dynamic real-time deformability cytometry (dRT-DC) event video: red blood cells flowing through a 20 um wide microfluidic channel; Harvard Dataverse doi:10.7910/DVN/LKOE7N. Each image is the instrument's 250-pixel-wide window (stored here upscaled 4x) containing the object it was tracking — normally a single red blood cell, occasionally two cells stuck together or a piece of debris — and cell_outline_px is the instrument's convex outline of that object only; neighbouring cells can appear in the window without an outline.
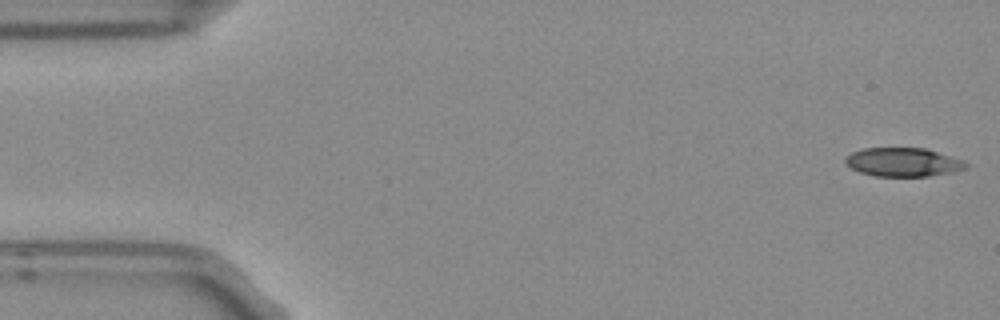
{"species": "Egyptian fruit bat (a non-hibernating species)", "species_latin": "Rousettus aegyptiacus", "temperature_condition": "room temperature", "stored_images_in_passage": 5, "camera_frame_rate_fps": 3000, "um_per_image_px": 0.085, "frame": {"image": 1, "passage_image": 1, "time_ms": 0.0, "image_size_px": [1000, 320], "cell_outline_px": [[968, 164], [964, 168], [952, 172], [928, 176], [876, 176], [860, 172], [852, 168], [844, 160], [852, 152], [864, 148], [924, 148], [960, 160]], "centroid_in_image_um": [76.72, 13.78], "position_along_channel_um": 8.3, "area_um2": 19.65}}